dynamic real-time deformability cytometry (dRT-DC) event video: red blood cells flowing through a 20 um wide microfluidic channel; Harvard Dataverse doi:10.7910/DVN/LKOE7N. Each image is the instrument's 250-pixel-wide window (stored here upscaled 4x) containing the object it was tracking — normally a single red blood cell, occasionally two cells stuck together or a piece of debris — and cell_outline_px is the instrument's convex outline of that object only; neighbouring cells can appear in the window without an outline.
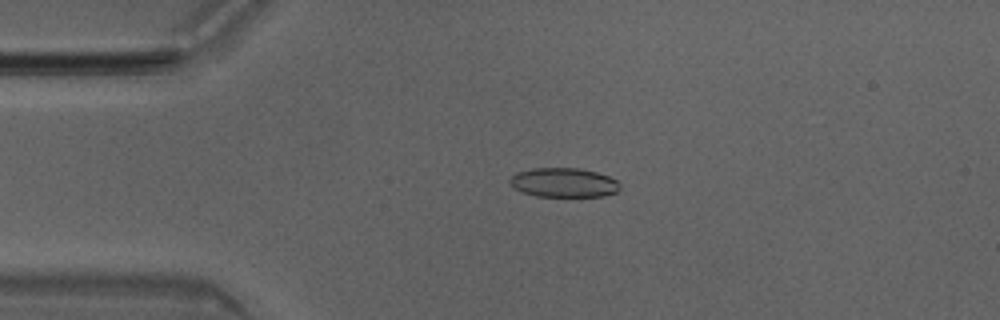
{"species": "Egyptian fruit bat (a non-hibernating species)", "species_latin": "Rousettus aegyptiacus", "temperature_condition": "room temperature", "stored_images_in_passage": 44, "camera_frame_rate_fps": 3000, "um_per_image_px": 0.085, "animal": {"sex": "male"}, "frame": {"image": 1, "passage_image": 11, "time_ms": 3.333, "image_size_px": [1000, 320], "cell_outline_px": [[620, 188], [616, 192], [604, 196], [536, 196], [520, 192], [508, 180], [516, 172], [532, 168], [580, 168], [596, 172], [608, 176], [616, 180], [620, 184]], "centroid_in_image_um": [47.91, 15.51], "position_along_channel_um": 37.1, "area_um2": 18.79}}
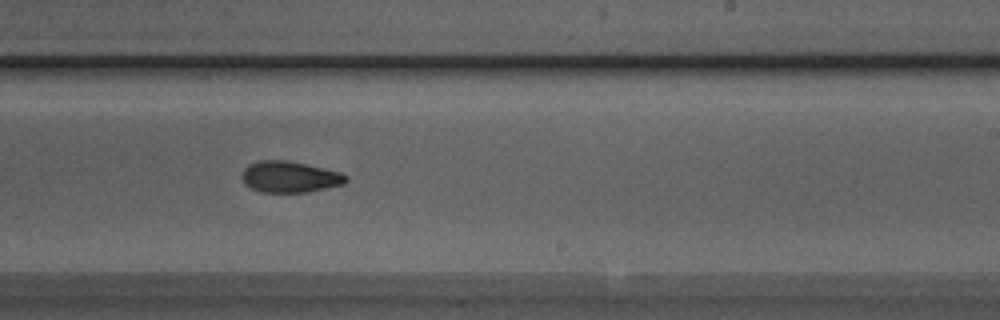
{"frame": {"image": 2, "passage_image": 30, "time_ms": 9.667, "image_size_px": [1000, 320], "cell_outline_px": [[348, 180], [344, 184], [308, 192], [260, 192], [244, 184], [244, 168], [248, 164], [260, 160], [288, 160], [340, 172], [348, 176]], "centroid_in_image_um": [24.65, 15.03], "position_along_channel_um": 264.4, "area_um2": 18.84}}
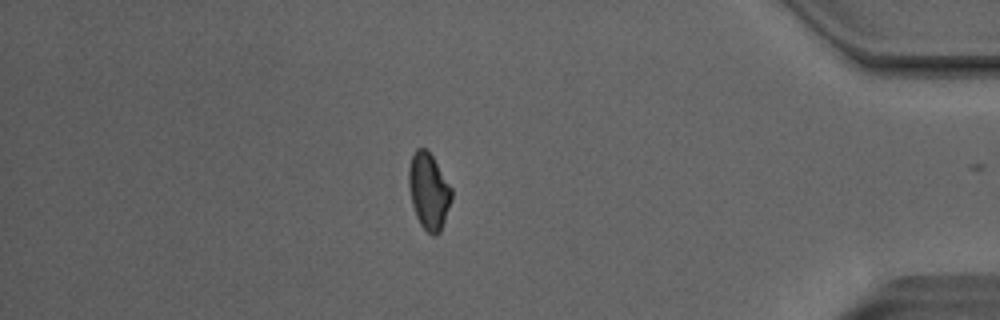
{"frame": {"image": 3, "passage_image": 43, "time_ms": 14.0, "image_size_px": [1000, 320], "cell_outline_px": [[452, 200], [440, 232], [436, 236], [432, 236], [420, 224], [416, 216], [412, 204], [408, 184], [408, 168], [412, 156], [416, 148], [428, 148], [452, 188]], "centroid_in_image_um": [36.44, 16.23], "position_along_channel_um": 398.8, "area_um2": 19.25}, "authors_computed_cell_mechanics": {"area_um2": 19.3052, "velocity_mm_per_s": 4.061, "shape_relaxation_time_tau1_ms": null, "shape_relaxation_time_tau2_ms": 2.5935, "deformation_change_tau1": null, "deformation_change_tau2": 0.0773}}